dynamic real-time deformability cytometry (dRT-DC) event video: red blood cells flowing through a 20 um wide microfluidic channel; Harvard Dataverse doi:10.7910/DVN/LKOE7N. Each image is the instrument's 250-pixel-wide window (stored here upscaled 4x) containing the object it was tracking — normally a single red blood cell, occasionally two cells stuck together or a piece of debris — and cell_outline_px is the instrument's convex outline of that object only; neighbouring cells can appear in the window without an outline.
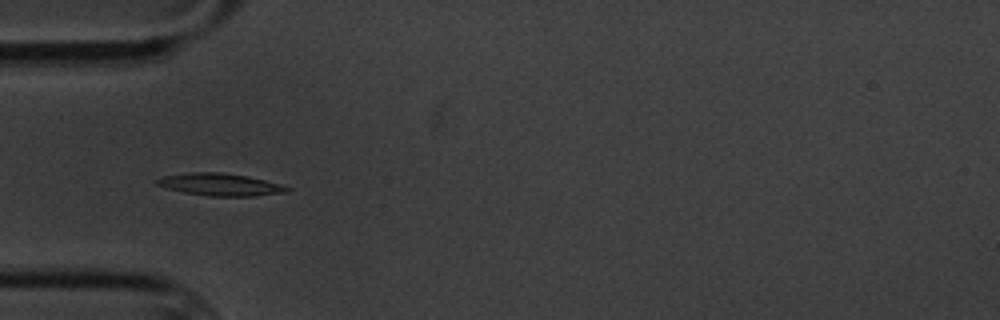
{"species": "common noctule bat (a hibernating species)", "species_latin": "Nyctalus noctula", "temperature_condition": "cold", "stored_images_in_passage": 6, "camera_frame_rate_fps": 3000, "um_per_image_px": 0.085, "animal": {"sex": "male", "body_mass_g": 20.1, "forearm_length_mm": 53.5}, "frame": {"image": 1, "passage_image": 5, "time_ms": 4.667, "image_size_px": [1000, 320], "cell_outline_px": [[292, 188], [288, 192], [256, 196], [208, 196], [184, 192], [168, 188], [156, 184], [152, 180], [164, 176], [192, 172], [220, 172], [248, 176], [280, 184]], "centroid_in_image_um": [18.73, 15.69], "position_along_channel_um": 66.3, "area_um2": 16.94}}
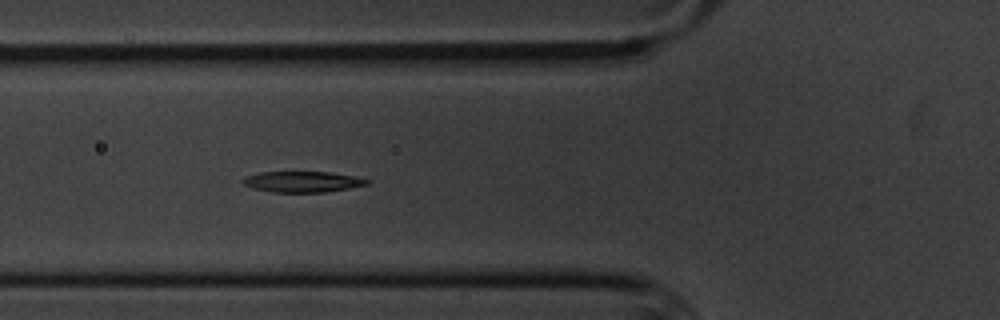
{"frame": {"image": 2, "passage_image": 6, "time_ms": 5.667, "image_size_px": [1000, 320], "cell_outline_px": [[368, 184], [348, 188], [324, 192], [272, 192], [256, 188], [244, 184], [240, 180], [244, 176], [260, 172], [328, 172], [352, 176], [368, 180]], "centroid_in_image_um": [25.65, 15.44], "position_along_channel_um": 100.2, "area_um2": 14.8}}